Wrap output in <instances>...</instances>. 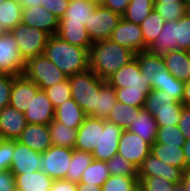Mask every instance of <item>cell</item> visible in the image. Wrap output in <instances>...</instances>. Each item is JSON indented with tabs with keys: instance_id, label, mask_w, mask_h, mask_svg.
<instances>
[{
	"instance_id": "obj_24",
	"label": "cell",
	"mask_w": 190,
	"mask_h": 191,
	"mask_svg": "<svg viewBox=\"0 0 190 191\" xmlns=\"http://www.w3.org/2000/svg\"><path fill=\"white\" fill-rule=\"evenodd\" d=\"M152 54L163 55L169 51L178 50L177 20L165 22L160 34L147 49Z\"/></svg>"
},
{
	"instance_id": "obj_58",
	"label": "cell",
	"mask_w": 190,
	"mask_h": 191,
	"mask_svg": "<svg viewBox=\"0 0 190 191\" xmlns=\"http://www.w3.org/2000/svg\"><path fill=\"white\" fill-rule=\"evenodd\" d=\"M182 149L184 151V156L186 160V170H188L190 169V139H187L184 142Z\"/></svg>"
},
{
	"instance_id": "obj_54",
	"label": "cell",
	"mask_w": 190,
	"mask_h": 191,
	"mask_svg": "<svg viewBox=\"0 0 190 191\" xmlns=\"http://www.w3.org/2000/svg\"><path fill=\"white\" fill-rule=\"evenodd\" d=\"M129 3L130 0H105L103 5L122 16Z\"/></svg>"
},
{
	"instance_id": "obj_59",
	"label": "cell",
	"mask_w": 190,
	"mask_h": 191,
	"mask_svg": "<svg viewBox=\"0 0 190 191\" xmlns=\"http://www.w3.org/2000/svg\"><path fill=\"white\" fill-rule=\"evenodd\" d=\"M180 184L185 191H190V169L184 171Z\"/></svg>"
},
{
	"instance_id": "obj_39",
	"label": "cell",
	"mask_w": 190,
	"mask_h": 191,
	"mask_svg": "<svg viewBox=\"0 0 190 191\" xmlns=\"http://www.w3.org/2000/svg\"><path fill=\"white\" fill-rule=\"evenodd\" d=\"M186 138L181 133L178 125L159 126L154 143H162L168 146L183 147Z\"/></svg>"
},
{
	"instance_id": "obj_38",
	"label": "cell",
	"mask_w": 190,
	"mask_h": 191,
	"mask_svg": "<svg viewBox=\"0 0 190 191\" xmlns=\"http://www.w3.org/2000/svg\"><path fill=\"white\" fill-rule=\"evenodd\" d=\"M175 103L167 92L152 89L146 97L143 108L147 111L174 110Z\"/></svg>"
},
{
	"instance_id": "obj_57",
	"label": "cell",
	"mask_w": 190,
	"mask_h": 191,
	"mask_svg": "<svg viewBox=\"0 0 190 191\" xmlns=\"http://www.w3.org/2000/svg\"><path fill=\"white\" fill-rule=\"evenodd\" d=\"M182 104L184 107H190V80L185 82Z\"/></svg>"
},
{
	"instance_id": "obj_50",
	"label": "cell",
	"mask_w": 190,
	"mask_h": 191,
	"mask_svg": "<svg viewBox=\"0 0 190 191\" xmlns=\"http://www.w3.org/2000/svg\"><path fill=\"white\" fill-rule=\"evenodd\" d=\"M14 75L6 74L0 79V110L10 104Z\"/></svg>"
},
{
	"instance_id": "obj_48",
	"label": "cell",
	"mask_w": 190,
	"mask_h": 191,
	"mask_svg": "<svg viewBox=\"0 0 190 191\" xmlns=\"http://www.w3.org/2000/svg\"><path fill=\"white\" fill-rule=\"evenodd\" d=\"M178 50L190 51V15L185 14L177 20Z\"/></svg>"
},
{
	"instance_id": "obj_42",
	"label": "cell",
	"mask_w": 190,
	"mask_h": 191,
	"mask_svg": "<svg viewBox=\"0 0 190 191\" xmlns=\"http://www.w3.org/2000/svg\"><path fill=\"white\" fill-rule=\"evenodd\" d=\"M154 9L162 16L165 22L179 20L187 13V3L154 2Z\"/></svg>"
},
{
	"instance_id": "obj_15",
	"label": "cell",
	"mask_w": 190,
	"mask_h": 191,
	"mask_svg": "<svg viewBox=\"0 0 190 191\" xmlns=\"http://www.w3.org/2000/svg\"><path fill=\"white\" fill-rule=\"evenodd\" d=\"M180 168L164 163L153 154H149L138 167L137 177H163L168 181L180 184L183 176Z\"/></svg>"
},
{
	"instance_id": "obj_20",
	"label": "cell",
	"mask_w": 190,
	"mask_h": 191,
	"mask_svg": "<svg viewBox=\"0 0 190 191\" xmlns=\"http://www.w3.org/2000/svg\"><path fill=\"white\" fill-rule=\"evenodd\" d=\"M100 139V118L86 116L77 129L76 144L74 149L92 153Z\"/></svg>"
},
{
	"instance_id": "obj_26",
	"label": "cell",
	"mask_w": 190,
	"mask_h": 191,
	"mask_svg": "<svg viewBox=\"0 0 190 191\" xmlns=\"http://www.w3.org/2000/svg\"><path fill=\"white\" fill-rule=\"evenodd\" d=\"M127 130L138 134L142 139L152 145L156 139L158 124L149 111L141 108L138 117L132 121L131 126Z\"/></svg>"
},
{
	"instance_id": "obj_62",
	"label": "cell",
	"mask_w": 190,
	"mask_h": 191,
	"mask_svg": "<svg viewBox=\"0 0 190 191\" xmlns=\"http://www.w3.org/2000/svg\"><path fill=\"white\" fill-rule=\"evenodd\" d=\"M171 191H185L181 184H176L172 187Z\"/></svg>"
},
{
	"instance_id": "obj_28",
	"label": "cell",
	"mask_w": 190,
	"mask_h": 191,
	"mask_svg": "<svg viewBox=\"0 0 190 191\" xmlns=\"http://www.w3.org/2000/svg\"><path fill=\"white\" fill-rule=\"evenodd\" d=\"M151 154L162 160L164 163L180 168L183 172L186 170V160L184 151L181 147L153 143Z\"/></svg>"
},
{
	"instance_id": "obj_67",
	"label": "cell",
	"mask_w": 190,
	"mask_h": 191,
	"mask_svg": "<svg viewBox=\"0 0 190 191\" xmlns=\"http://www.w3.org/2000/svg\"><path fill=\"white\" fill-rule=\"evenodd\" d=\"M135 191H142L140 187H138Z\"/></svg>"
},
{
	"instance_id": "obj_40",
	"label": "cell",
	"mask_w": 190,
	"mask_h": 191,
	"mask_svg": "<svg viewBox=\"0 0 190 191\" xmlns=\"http://www.w3.org/2000/svg\"><path fill=\"white\" fill-rule=\"evenodd\" d=\"M139 187L137 176H115L110 177L101 186L102 191H135Z\"/></svg>"
},
{
	"instance_id": "obj_4",
	"label": "cell",
	"mask_w": 190,
	"mask_h": 191,
	"mask_svg": "<svg viewBox=\"0 0 190 191\" xmlns=\"http://www.w3.org/2000/svg\"><path fill=\"white\" fill-rule=\"evenodd\" d=\"M23 74L35 83L40 90L66 81L68 77L51 62L45 54H40L26 62Z\"/></svg>"
},
{
	"instance_id": "obj_56",
	"label": "cell",
	"mask_w": 190,
	"mask_h": 191,
	"mask_svg": "<svg viewBox=\"0 0 190 191\" xmlns=\"http://www.w3.org/2000/svg\"><path fill=\"white\" fill-rule=\"evenodd\" d=\"M77 191H102V189L95 184L77 183Z\"/></svg>"
},
{
	"instance_id": "obj_66",
	"label": "cell",
	"mask_w": 190,
	"mask_h": 191,
	"mask_svg": "<svg viewBox=\"0 0 190 191\" xmlns=\"http://www.w3.org/2000/svg\"><path fill=\"white\" fill-rule=\"evenodd\" d=\"M3 33H4V31H3V29L0 26V35L3 34Z\"/></svg>"
},
{
	"instance_id": "obj_5",
	"label": "cell",
	"mask_w": 190,
	"mask_h": 191,
	"mask_svg": "<svg viewBox=\"0 0 190 191\" xmlns=\"http://www.w3.org/2000/svg\"><path fill=\"white\" fill-rule=\"evenodd\" d=\"M18 43V50L27 62L40 54H44L49 35L36 27H29L22 22L9 31Z\"/></svg>"
},
{
	"instance_id": "obj_55",
	"label": "cell",
	"mask_w": 190,
	"mask_h": 191,
	"mask_svg": "<svg viewBox=\"0 0 190 191\" xmlns=\"http://www.w3.org/2000/svg\"><path fill=\"white\" fill-rule=\"evenodd\" d=\"M50 191H77V183L64 179L54 180Z\"/></svg>"
},
{
	"instance_id": "obj_3",
	"label": "cell",
	"mask_w": 190,
	"mask_h": 191,
	"mask_svg": "<svg viewBox=\"0 0 190 191\" xmlns=\"http://www.w3.org/2000/svg\"><path fill=\"white\" fill-rule=\"evenodd\" d=\"M72 99L83 109L87 116L96 117V101L100 88L106 83L90 68L68 77Z\"/></svg>"
},
{
	"instance_id": "obj_36",
	"label": "cell",
	"mask_w": 190,
	"mask_h": 191,
	"mask_svg": "<svg viewBox=\"0 0 190 191\" xmlns=\"http://www.w3.org/2000/svg\"><path fill=\"white\" fill-rule=\"evenodd\" d=\"M109 177L110 173L106 166V161L93 160L84 170L80 183L95 184L101 187Z\"/></svg>"
},
{
	"instance_id": "obj_14",
	"label": "cell",
	"mask_w": 190,
	"mask_h": 191,
	"mask_svg": "<svg viewBox=\"0 0 190 191\" xmlns=\"http://www.w3.org/2000/svg\"><path fill=\"white\" fill-rule=\"evenodd\" d=\"M41 157L42 153L14 140V153L10 171L14 175L40 171L42 168Z\"/></svg>"
},
{
	"instance_id": "obj_51",
	"label": "cell",
	"mask_w": 190,
	"mask_h": 191,
	"mask_svg": "<svg viewBox=\"0 0 190 191\" xmlns=\"http://www.w3.org/2000/svg\"><path fill=\"white\" fill-rule=\"evenodd\" d=\"M70 0H44L43 6L49 12L56 15L57 18H62L67 10Z\"/></svg>"
},
{
	"instance_id": "obj_32",
	"label": "cell",
	"mask_w": 190,
	"mask_h": 191,
	"mask_svg": "<svg viewBox=\"0 0 190 191\" xmlns=\"http://www.w3.org/2000/svg\"><path fill=\"white\" fill-rule=\"evenodd\" d=\"M140 109L141 108H136L116 101L106 120L114 123L122 130H127L129 126H131L132 121L138 117Z\"/></svg>"
},
{
	"instance_id": "obj_25",
	"label": "cell",
	"mask_w": 190,
	"mask_h": 191,
	"mask_svg": "<svg viewBox=\"0 0 190 191\" xmlns=\"http://www.w3.org/2000/svg\"><path fill=\"white\" fill-rule=\"evenodd\" d=\"M96 6L89 0H70L64 16L59 19V24H83L85 26Z\"/></svg>"
},
{
	"instance_id": "obj_49",
	"label": "cell",
	"mask_w": 190,
	"mask_h": 191,
	"mask_svg": "<svg viewBox=\"0 0 190 191\" xmlns=\"http://www.w3.org/2000/svg\"><path fill=\"white\" fill-rule=\"evenodd\" d=\"M13 153L14 140L0 139V171L10 170Z\"/></svg>"
},
{
	"instance_id": "obj_8",
	"label": "cell",
	"mask_w": 190,
	"mask_h": 191,
	"mask_svg": "<svg viewBox=\"0 0 190 191\" xmlns=\"http://www.w3.org/2000/svg\"><path fill=\"white\" fill-rule=\"evenodd\" d=\"M73 150V148L52 145L42 153L41 170L53 180L64 179L70 166Z\"/></svg>"
},
{
	"instance_id": "obj_33",
	"label": "cell",
	"mask_w": 190,
	"mask_h": 191,
	"mask_svg": "<svg viewBox=\"0 0 190 191\" xmlns=\"http://www.w3.org/2000/svg\"><path fill=\"white\" fill-rule=\"evenodd\" d=\"M94 160L92 153L73 150L70 166L64 180H68L74 183H80L84 170Z\"/></svg>"
},
{
	"instance_id": "obj_64",
	"label": "cell",
	"mask_w": 190,
	"mask_h": 191,
	"mask_svg": "<svg viewBox=\"0 0 190 191\" xmlns=\"http://www.w3.org/2000/svg\"><path fill=\"white\" fill-rule=\"evenodd\" d=\"M187 14L190 15V3H187Z\"/></svg>"
},
{
	"instance_id": "obj_13",
	"label": "cell",
	"mask_w": 190,
	"mask_h": 191,
	"mask_svg": "<svg viewBox=\"0 0 190 191\" xmlns=\"http://www.w3.org/2000/svg\"><path fill=\"white\" fill-rule=\"evenodd\" d=\"M142 76L150 80L153 90H160L163 86L164 73L167 71L162 55L152 54L148 50L141 51L135 56Z\"/></svg>"
},
{
	"instance_id": "obj_37",
	"label": "cell",
	"mask_w": 190,
	"mask_h": 191,
	"mask_svg": "<svg viewBox=\"0 0 190 191\" xmlns=\"http://www.w3.org/2000/svg\"><path fill=\"white\" fill-rule=\"evenodd\" d=\"M116 101L115 89L105 83L97 94L96 117L106 120Z\"/></svg>"
},
{
	"instance_id": "obj_29",
	"label": "cell",
	"mask_w": 190,
	"mask_h": 191,
	"mask_svg": "<svg viewBox=\"0 0 190 191\" xmlns=\"http://www.w3.org/2000/svg\"><path fill=\"white\" fill-rule=\"evenodd\" d=\"M57 35L66 42L82 48H90L93 45L83 24H59Z\"/></svg>"
},
{
	"instance_id": "obj_45",
	"label": "cell",
	"mask_w": 190,
	"mask_h": 191,
	"mask_svg": "<svg viewBox=\"0 0 190 191\" xmlns=\"http://www.w3.org/2000/svg\"><path fill=\"white\" fill-rule=\"evenodd\" d=\"M184 86L185 82L178 80L167 70L164 73L163 86L160 88V90L167 92L175 102L182 103Z\"/></svg>"
},
{
	"instance_id": "obj_43",
	"label": "cell",
	"mask_w": 190,
	"mask_h": 191,
	"mask_svg": "<svg viewBox=\"0 0 190 191\" xmlns=\"http://www.w3.org/2000/svg\"><path fill=\"white\" fill-rule=\"evenodd\" d=\"M44 92L50 99L52 106L56 109L66 100L71 99V87L69 80L55 83L53 86L44 89Z\"/></svg>"
},
{
	"instance_id": "obj_2",
	"label": "cell",
	"mask_w": 190,
	"mask_h": 191,
	"mask_svg": "<svg viewBox=\"0 0 190 191\" xmlns=\"http://www.w3.org/2000/svg\"><path fill=\"white\" fill-rule=\"evenodd\" d=\"M136 54L111 39L93 43L89 49V68L102 80L135 58Z\"/></svg>"
},
{
	"instance_id": "obj_53",
	"label": "cell",
	"mask_w": 190,
	"mask_h": 191,
	"mask_svg": "<svg viewBox=\"0 0 190 191\" xmlns=\"http://www.w3.org/2000/svg\"><path fill=\"white\" fill-rule=\"evenodd\" d=\"M178 126L186 140L190 139V107L183 106Z\"/></svg>"
},
{
	"instance_id": "obj_27",
	"label": "cell",
	"mask_w": 190,
	"mask_h": 191,
	"mask_svg": "<svg viewBox=\"0 0 190 191\" xmlns=\"http://www.w3.org/2000/svg\"><path fill=\"white\" fill-rule=\"evenodd\" d=\"M86 116L83 109L71 98L55 109L54 119L77 130Z\"/></svg>"
},
{
	"instance_id": "obj_17",
	"label": "cell",
	"mask_w": 190,
	"mask_h": 191,
	"mask_svg": "<svg viewBox=\"0 0 190 191\" xmlns=\"http://www.w3.org/2000/svg\"><path fill=\"white\" fill-rule=\"evenodd\" d=\"M28 124L48 125L55 118V109L44 90L32 97L29 107L23 112Z\"/></svg>"
},
{
	"instance_id": "obj_23",
	"label": "cell",
	"mask_w": 190,
	"mask_h": 191,
	"mask_svg": "<svg viewBox=\"0 0 190 191\" xmlns=\"http://www.w3.org/2000/svg\"><path fill=\"white\" fill-rule=\"evenodd\" d=\"M53 181L42 170L15 174L16 191H50Z\"/></svg>"
},
{
	"instance_id": "obj_63",
	"label": "cell",
	"mask_w": 190,
	"mask_h": 191,
	"mask_svg": "<svg viewBox=\"0 0 190 191\" xmlns=\"http://www.w3.org/2000/svg\"><path fill=\"white\" fill-rule=\"evenodd\" d=\"M89 1L98 6V5H103L105 0H89Z\"/></svg>"
},
{
	"instance_id": "obj_21",
	"label": "cell",
	"mask_w": 190,
	"mask_h": 191,
	"mask_svg": "<svg viewBox=\"0 0 190 191\" xmlns=\"http://www.w3.org/2000/svg\"><path fill=\"white\" fill-rule=\"evenodd\" d=\"M17 141L40 153L52 146L49 127L44 124H27Z\"/></svg>"
},
{
	"instance_id": "obj_16",
	"label": "cell",
	"mask_w": 190,
	"mask_h": 191,
	"mask_svg": "<svg viewBox=\"0 0 190 191\" xmlns=\"http://www.w3.org/2000/svg\"><path fill=\"white\" fill-rule=\"evenodd\" d=\"M22 23L29 27H36L49 36L57 34L59 18L43 6L22 8Z\"/></svg>"
},
{
	"instance_id": "obj_18",
	"label": "cell",
	"mask_w": 190,
	"mask_h": 191,
	"mask_svg": "<svg viewBox=\"0 0 190 191\" xmlns=\"http://www.w3.org/2000/svg\"><path fill=\"white\" fill-rule=\"evenodd\" d=\"M24 113L8 105L0 110V139L17 140L27 126Z\"/></svg>"
},
{
	"instance_id": "obj_7",
	"label": "cell",
	"mask_w": 190,
	"mask_h": 191,
	"mask_svg": "<svg viewBox=\"0 0 190 191\" xmlns=\"http://www.w3.org/2000/svg\"><path fill=\"white\" fill-rule=\"evenodd\" d=\"M105 81L114 89L128 87V89L141 90L146 97L152 90L150 80H146L142 76L136 57L122 66L117 72H114Z\"/></svg>"
},
{
	"instance_id": "obj_52",
	"label": "cell",
	"mask_w": 190,
	"mask_h": 191,
	"mask_svg": "<svg viewBox=\"0 0 190 191\" xmlns=\"http://www.w3.org/2000/svg\"><path fill=\"white\" fill-rule=\"evenodd\" d=\"M0 191H16L15 175L10 171H0Z\"/></svg>"
},
{
	"instance_id": "obj_46",
	"label": "cell",
	"mask_w": 190,
	"mask_h": 191,
	"mask_svg": "<svg viewBox=\"0 0 190 191\" xmlns=\"http://www.w3.org/2000/svg\"><path fill=\"white\" fill-rule=\"evenodd\" d=\"M117 101L136 107L143 108L146 96L141 90L128 89V87L115 89Z\"/></svg>"
},
{
	"instance_id": "obj_60",
	"label": "cell",
	"mask_w": 190,
	"mask_h": 191,
	"mask_svg": "<svg viewBox=\"0 0 190 191\" xmlns=\"http://www.w3.org/2000/svg\"><path fill=\"white\" fill-rule=\"evenodd\" d=\"M22 8H26V7H33V6H41V4H43L44 0H17Z\"/></svg>"
},
{
	"instance_id": "obj_31",
	"label": "cell",
	"mask_w": 190,
	"mask_h": 191,
	"mask_svg": "<svg viewBox=\"0 0 190 191\" xmlns=\"http://www.w3.org/2000/svg\"><path fill=\"white\" fill-rule=\"evenodd\" d=\"M22 22V6L17 0H6L0 3V26L9 32Z\"/></svg>"
},
{
	"instance_id": "obj_35",
	"label": "cell",
	"mask_w": 190,
	"mask_h": 191,
	"mask_svg": "<svg viewBox=\"0 0 190 191\" xmlns=\"http://www.w3.org/2000/svg\"><path fill=\"white\" fill-rule=\"evenodd\" d=\"M153 9V0H130L122 18L140 25Z\"/></svg>"
},
{
	"instance_id": "obj_12",
	"label": "cell",
	"mask_w": 190,
	"mask_h": 191,
	"mask_svg": "<svg viewBox=\"0 0 190 191\" xmlns=\"http://www.w3.org/2000/svg\"><path fill=\"white\" fill-rule=\"evenodd\" d=\"M110 39L135 54L148 49L144 45L140 25L129 22L123 18H121L117 27L113 30Z\"/></svg>"
},
{
	"instance_id": "obj_61",
	"label": "cell",
	"mask_w": 190,
	"mask_h": 191,
	"mask_svg": "<svg viewBox=\"0 0 190 191\" xmlns=\"http://www.w3.org/2000/svg\"><path fill=\"white\" fill-rule=\"evenodd\" d=\"M153 2H163V3H187V0H153Z\"/></svg>"
},
{
	"instance_id": "obj_6",
	"label": "cell",
	"mask_w": 190,
	"mask_h": 191,
	"mask_svg": "<svg viewBox=\"0 0 190 191\" xmlns=\"http://www.w3.org/2000/svg\"><path fill=\"white\" fill-rule=\"evenodd\" d=\"M122 16L104 5L96 6L85 28L92 43L110 39Z\"/></svg>"
},
{
	"instance_id": "obj_65",
	"label": "cell",
	"mask_w": 190,
	"mask_h": 191,
	"mask_svg": "<svg viewBox=\"0 0 190 191\" xmlns=\"http://www.w3.org/2000/svg\"><path fill=\"white\" fill-rule=\"evenodd\" d=\"M6 75V73H4L2 70H0V79L2 78V77H4Z\"/></svg>"
},
{
	"instance_id": "obj_1",
	"label": "cell",
	"mask_w": 190,
	"mask_h": 191,
	"mask_svg": "<svg viewBox=\"0 0 190 191\" xmlns=\"http://www.w3.org/2000/svg\"><path fill=\"white\" fill-rule=\"evenodd\" d=\"M89 49L72 45L55 34L48 37L44 54L70 77L89 69Z\"/></svg>"
},
{
	"instance_id": "obj_41",
	"label": "cell",
	"mask_w": 190,
	"mask_h": 191,
	"mask_svg": "<svg viewBox=\"0 0 190 191\" xmlns=\"http://www.w3.org/2000/svg\"><path fill=\"white\" fill-rule=\"evenodd\" d=\"M106 166L110 175L115 176H137L138 168L132 162L126 160L118 153L110 160L106 161Z\"/></svg>"
},
{
	"instance_id": "obj_47",
	"label": "cell",
	"mask_w": 190,
	"mask_h": 191,
	"mask_svg": "<svg viewBox=\"0 0 190 191\" xmlns=\"http://www.w3.org/2000/svg\"><path fill=\"white\" fill-rule=\"evenodd\" d=\"M142 191H171L174 183L163 177H138Z\"/></svg>"
},
{
	"instance_id": "obj_22",
	"label": "cell",
	"mask_w": 190,
	"mask_h": 191,
	"mask_svg": "<svg viewBox=\"0 0 190 191\" xmlns=\"http://www.w3.org/2000/svg\"><path fill=\"white\" fill-rule=\"evenodd\" d=\"M166 69L178 80H190V51L173 50L162 55Z\"/></svg>"
},
{
	"instance_id": "obj_11",
	"label": "cell",
	"mask_w": 190,
	"mask_h": 191,
	"mask_svg": "<svg viewBox=\"0 0 190 191\" xmlns=\"http://www.w3.org/2000/svg\"><path fill=\"white\" fill-rule=\"evenodd\" d=\"M122 131L123 130L114 123L100 119L99 145H97L92 152L94 160L108 161L117 154Z\"/></svg>"
},
{
	"instance_id": "obj_9",
	"label": "cell",
	"mask_w": 190,
	"mask_h": 191,
	"mask_svg": "<svg viewBox=\"0 0 190 191\" xmlns=\"http://www.w3.org/2000/svg\"><path fill=\"white\" fill-rule=\"evenodd\" d=\"M26 62L22 58L18 43L9 32L0 35V70L10 75H22Z\"/></svg>"
},
{
	"instance_id": "obj_19",
	"label": "cell",
	"mask_w": 190,
	"mask_h": 191,
	"mask_svg": "<svg viewBox=\"0 0 190 191\" xmlns=\"http://www.w3.org/2000/svg\"><path fill=\"white\" fill-rule=\"evenodd\" d=\"M39 90L40 88L24 74L14 75L9 105L24 112Z\"/></svg>"
},
{
	"instance_id": "obj_44",
	"label": "cell",
	"mask_w": 190,
	"mask_h": 191,
	"mask_svg": "<svg viewBox=\"0 0 190 191\" xmlns=\"http://www.w3.org/2000/svg\"><path fill=\"white\" fill-rule=\"evenodd\" d=\"M183 104L176 102L174 104V110L165 111H149L155 118L158 127L159 126H174L179 124V120L182 114Z\"/></svg>"
},
{
	"instance_id": "obj_30",
	"label": "cell",
	"mask_w": 190,
	"mask_h": 191,
	"mask_svg": "<svg viewBox=\"0 0 190 191\" xmlns=\"http://www.w3.org/2000/svg\"><path fill=\"white\" fill-rule=\"evenodd\" d=\"M51 143L54 146L73 148L76 144L77 130L56 121L48 124Z\"/></svg>"
},
{
	"instance_id": "obj_10",
	"label": "cell",
	"mask_w": 190,
	"mask_h": 191,
	"mask_svg": "<svg viewBox=\"0 0 190 191\" xmlns=\"http://www.w3.org/2000/svg\"><path fill=\"white\" fill-rule=\"evenodd\" d=\"M152 145L142 139L138 134L128 130L121 133L117 153L138 168L144 159L151 153Z\"/></svg>"
},
{
	"instance_id": "obj_34",
	"label": "cell",
	"mask_w": 190,
	"mask_h": 191,
	"mask_svg": "<svg viewBox=\"0 0 190 191\" xmlns=\"http://www.w3.org/2000/svg\"><path fill=\"white\" fill-rule=\"evenodd\" d=\"M164 24V19L155 9H153V11L140 24L144 38V45L147 48H149V46L155 41L156 37L160 34Z\"/></svg>"
}]
</instances>
